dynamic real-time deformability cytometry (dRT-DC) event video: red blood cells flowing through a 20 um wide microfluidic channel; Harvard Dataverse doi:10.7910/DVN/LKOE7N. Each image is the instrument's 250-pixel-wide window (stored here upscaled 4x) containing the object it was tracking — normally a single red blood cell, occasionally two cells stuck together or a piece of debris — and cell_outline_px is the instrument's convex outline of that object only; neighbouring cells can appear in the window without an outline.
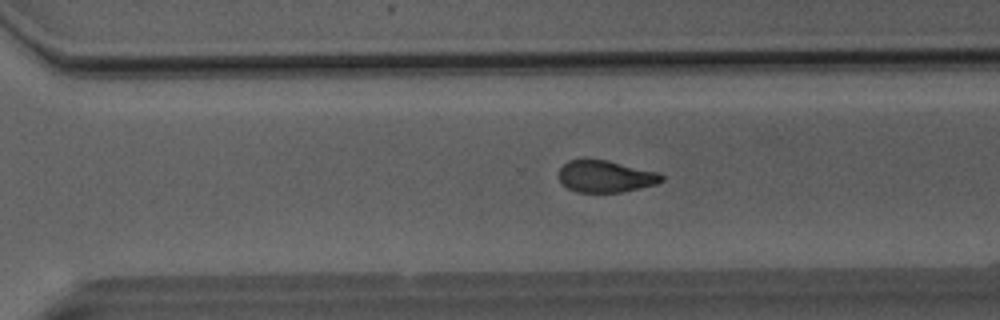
{"species": "Egyptian fruit bat (a non-hibernating species)", "species_latin": "Rousettus aegyptiacus", "temperature_condition": "room temperature", "stored_images_in_passage": 36, "camera_frame_rate_fps": 3000, "um_per_image_px": 0.085, "animal": {"sex": "male"}, "frame": {"image": 1, "passage_image": 21, "time_ms": 6.667, "image_size_px": [1000, 320], "cell_outline_px": [[664, 180], [656, 184], [620, 192], [576, 192], [568, 188], [560, 180], [560, 168], [568, 160], [608, 160], [656, 172], [664, 176]], "centroid_in_image_um": [51.48, 15.0], "position_along_channel_um": 319.1, "area_um2": 18.73}}
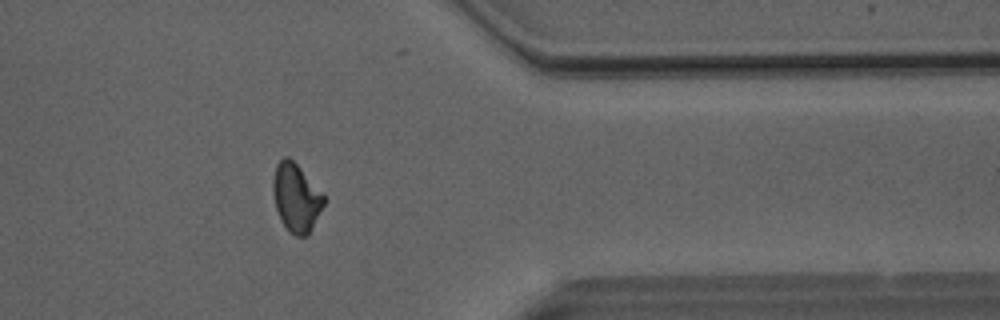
{"frame": {"image": 2, "passage_image": 27, "time_ms": 8.667, "image_size_px": [1000, 320], "cell_outline_px": [[324, 204], [308, 236], [296, 236], [288, 232], [280, 220], [276, 208], [272, 192], [272, 180], [276, 164], [284, 156], [288, 156], [300, 168], [324, 196]], "centroid_in_image_um": [25.13, 16.82], "position_along_channel_um": 386.3, "area_um2": 20.11}}
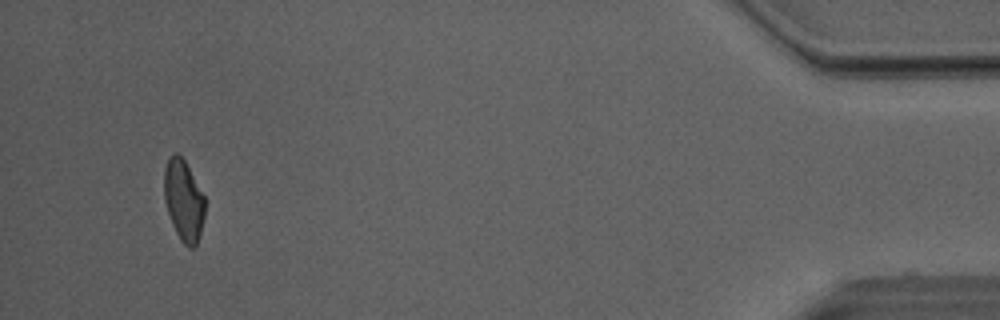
{"frame": {"image": 3, "passage_image": 34, "time_ms": 11.0, "image_size_px": [1000, 320], "cell_outline_px": [[204, 216], [200, 232], [196, 244], [192, 248], [188, 248], [180, 240], [172, 224], [164, 200], [164, 168], [168, 156], [176, 152], [184, 160], [204, 196]], "centroid_in_image_um": [15.58, 17.02], "position_along_channel_um": 419.6, "area_um2": 19.07}, "authors_computed_cell_mechanics": {"area_um2": 20.1433, "velocity_mm_per_s": 4.0543, "shape_relaxation_time_tau1_ms": 10.3257, "shape_relaxation_time_tau2_ms": 3.3458, "deformation_change_tau1": 0.2409, "deformation_change_tau2": 0.0799}}